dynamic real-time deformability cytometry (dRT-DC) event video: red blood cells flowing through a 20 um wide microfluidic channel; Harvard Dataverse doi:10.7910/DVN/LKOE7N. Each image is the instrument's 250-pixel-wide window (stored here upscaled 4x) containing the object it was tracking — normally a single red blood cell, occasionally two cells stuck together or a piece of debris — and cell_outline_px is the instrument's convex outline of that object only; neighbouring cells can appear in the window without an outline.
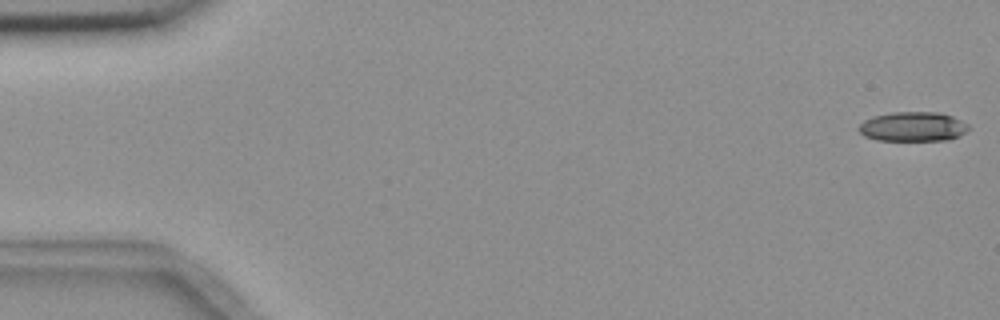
{"species": "common noctule bat (a hibernating species)", "species_latin": "Nyctalus noctula", "temperature_condition": "room temperature", "stored_images_in_passage": 5, "camera_frame_rate_fps": 3000, "um_per_image_px": 0.085, "animal": {"sex": "female", "body_mass_g": 18.4}, "frame": {"image": 1, "passage_image": 5, "time_ms": 4.667, "image_size_px": [1000, 320], "cell_outline_px": [[968, 128], [960, 136], [944, 140], [876, 140], [864, 136], [856, 128], [864, 120], [872, 116], [892, 112], [940, 112], [952, 116], [968, 124]], "centroid_in_image_um": [77.55, 10.75], "position_along_channel_um": 7.4, "area_um2": 18.9}}